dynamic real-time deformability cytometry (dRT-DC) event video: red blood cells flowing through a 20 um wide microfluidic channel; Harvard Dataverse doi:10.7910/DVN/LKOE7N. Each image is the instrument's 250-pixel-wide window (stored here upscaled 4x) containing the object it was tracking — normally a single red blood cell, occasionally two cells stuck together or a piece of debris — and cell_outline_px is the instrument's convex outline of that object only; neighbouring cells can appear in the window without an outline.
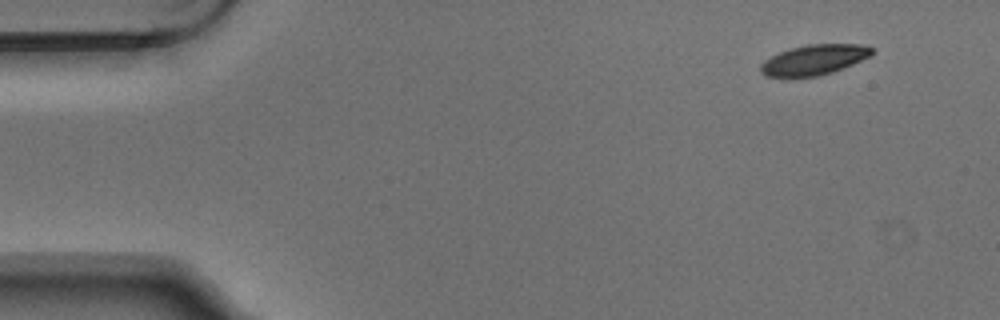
{"species": "Egyptian fruit bat (a non-hibernating species)", "species_latin": "Rousettus aegyptiacus", "temperature_condition": "warm", "stored_images_in_passage": 3, "camera_frame_rate_fps": 3000, "um_per_image_px": 0.085, "animal": {"sex": "male"}, "frame": {"image": 1, "passage_image": 1, "time_ms": 0.0, "image_size_px": [1000, 320], "cell_outline_px": [[872, 56], [844, 68], [832, 72], [816, 76], [764, 76], [760, 72], [760, 64], [764, 60], [780, 52], [792, 48], [808, 44], [868, 44], [872, 48]], "centroid_in_image_um": [69.24, 5.07], "position_along_channel_um": 15.8, "area_um2": 19.54}}